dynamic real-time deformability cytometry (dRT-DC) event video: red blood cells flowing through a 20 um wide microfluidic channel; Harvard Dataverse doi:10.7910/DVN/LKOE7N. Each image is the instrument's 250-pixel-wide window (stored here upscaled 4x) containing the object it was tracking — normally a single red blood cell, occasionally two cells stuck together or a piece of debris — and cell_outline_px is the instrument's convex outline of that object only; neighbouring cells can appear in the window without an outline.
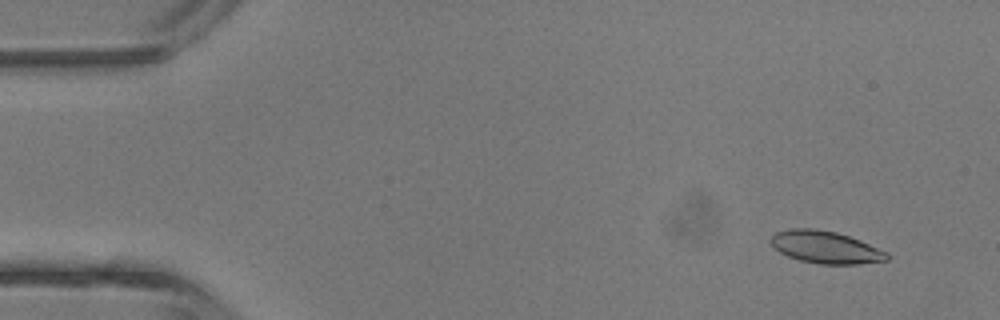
{"species": "common noctule bat (a hibernating species)", "species_latin": "Nyctalus noctula", "temperature_condition": "room temperature", "stored_images_in_passage": 45, "segment_of_instrument_passage": [1, 2], "camera_frame_rate_fps": 3000, "um_per_image_px": 0.085, "animal": {"sex": "male", "body_mass_g": 13.3}, "frame": {"image": 1, "passage_image": 4, "time_ms": 1.0, "image_size_px": [1000, 320], "cell_outline_px": [[888, 260], [860, 264], [820, 264], [800, 260], [788, 256], [780, 252], [772, 244], [772, 236], [776, 232], [788, 228], [812, 228], [836, 232], [860, 240], [888, 252]], "centroid_in_image_um": [70.19, 21.01], "position_along_channel_um": 14.8, "area_um2": 21.73}}
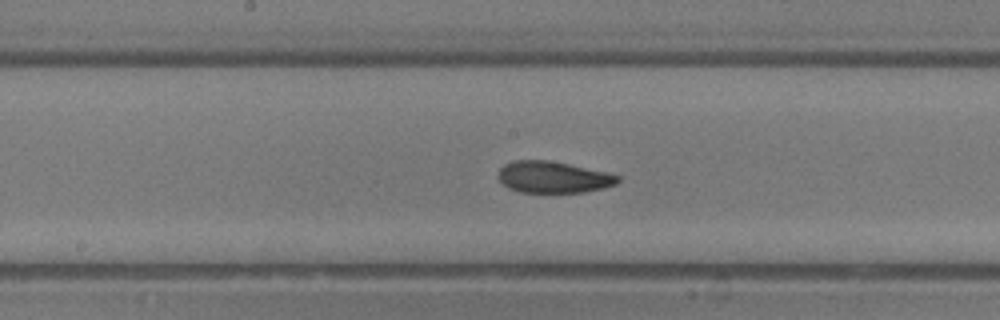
{"frame": {"image": 2, "passage_image": 23, "time_ms": 7.333, "image_size_px": [1000, 320], "cell_outline_px": [[620, 180], [616, 184], [604, 188], [584, 192], [520, 192], [508, 188], [500, 180], [500, 168], [504, 164], [512, 160], [548, 160], [568, 164], [604, 172], [620, 176]], "centroid_in_image_um": [47.02, 15.06], "position_along_channel_um": 201.2, "area_um2": 21.73}}
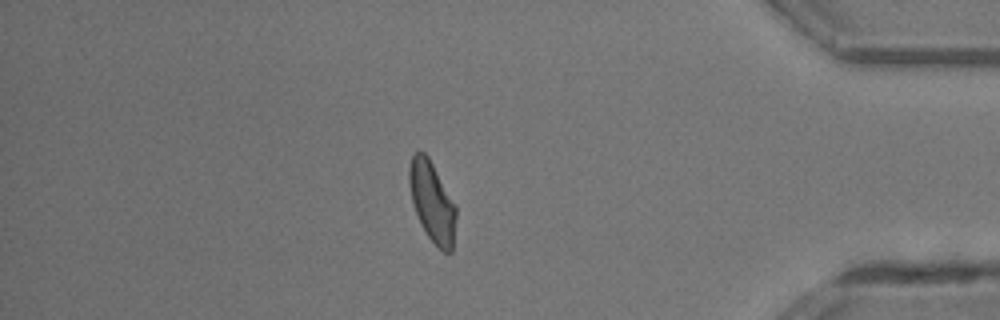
{"frame": {"image": 3, "passage_image": 38, "time_ms": 12.333, "image_size_px": [1000, 320], "cell_outline_px": [[456, 216], [452, 252], [444, 252], [428, 236], [412, 204], [408, 180], [408, 168], [412, 156], [416, 152], [424, 152], [428, 156], [456, 204]], "centroid_in_image_um": [36.73, 17.12], "position_along_channel_um": 398.5, "area_um2": 21.73}}